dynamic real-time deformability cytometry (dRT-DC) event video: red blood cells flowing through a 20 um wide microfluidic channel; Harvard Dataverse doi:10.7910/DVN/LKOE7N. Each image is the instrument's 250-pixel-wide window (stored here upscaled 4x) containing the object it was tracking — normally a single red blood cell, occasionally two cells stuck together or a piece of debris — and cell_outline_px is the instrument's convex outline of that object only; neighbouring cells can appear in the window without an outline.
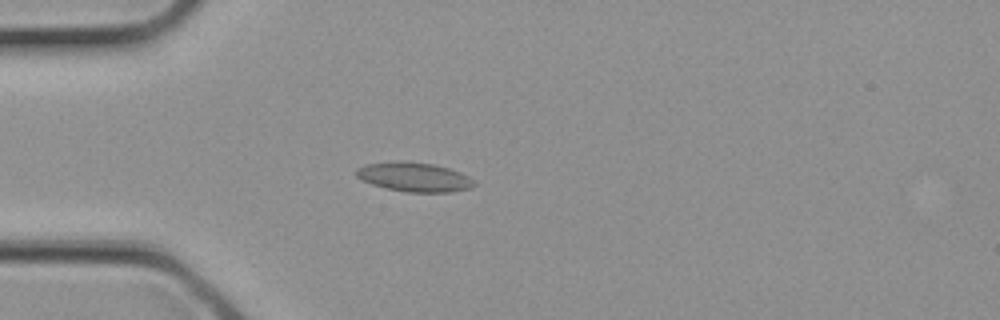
{"species": "common noctule bat (a hibernating species)", "species_latin": "Nyctalus noctula", "temperature_condition": "cold", "stored_images_in_passage": 2, "camera_frame_rate_fps": 3000, "um_per_image_px": 0.085, "animal": {"sex": "female", "body_mass_g": 21.9}, "frame": {"image": 1, "passage_image": 2, "time_ms": 0.333, "image_size_px": [1000, 320], "cell_outline_px": [[476, 184], [472, 188], [452, 192], [408, 192], [388, 188], [372, 184], [356, 176], [356, 168], [364, 164], [396, 160], [400, 160], [436, 164], [460, 172], [468, 176]], "centroid_in_image_um": [35.21, 15.03], "position_along_channel_um": 49.8, "area_um2": 20.23}}